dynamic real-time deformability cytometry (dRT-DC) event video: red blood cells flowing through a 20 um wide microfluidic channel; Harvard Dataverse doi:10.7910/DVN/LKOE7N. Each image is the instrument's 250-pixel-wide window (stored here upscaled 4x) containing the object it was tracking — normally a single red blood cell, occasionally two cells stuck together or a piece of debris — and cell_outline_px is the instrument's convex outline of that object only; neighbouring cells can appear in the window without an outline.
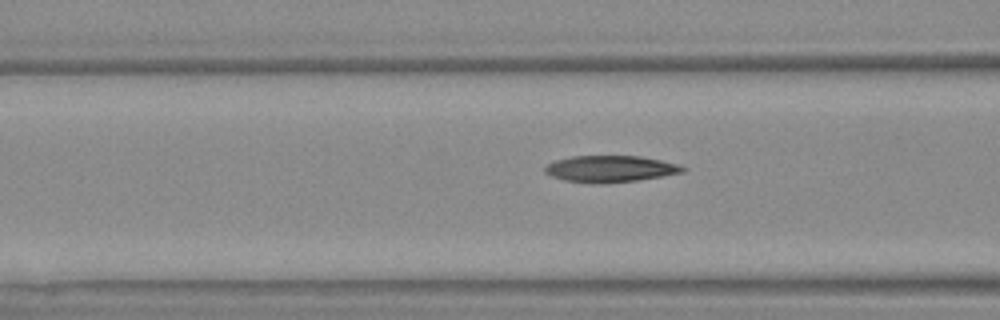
{"species": "Egyptian fruit bat (a non-hibernating species)", "species_latin": "Rousettus aegyptiacus", "temperature_condition": "warm", "stored_images_in_passage": 14, "camera_frame_rate_fps": 3000, "um_per_image_px": 0.085, "animal": {"sex": "female"}, "frame": {"image": 1, "passage_image": 12, "time_ms": 3.667, "image_size_px": [1000, 320], "cell_outline_px": [[688, 168], [684, 172], [636, 180], [600, 184], [592, 184], [564, 180], [552, 176], [544, 172], [544, 168], [548, 164], [556, 160], [572, 156], [640, 156], [680, 164]], "centroid_in_image_um": [51.88, 14.35], "position_along_channel_um": 114.7, "area_um2": 21.33}}